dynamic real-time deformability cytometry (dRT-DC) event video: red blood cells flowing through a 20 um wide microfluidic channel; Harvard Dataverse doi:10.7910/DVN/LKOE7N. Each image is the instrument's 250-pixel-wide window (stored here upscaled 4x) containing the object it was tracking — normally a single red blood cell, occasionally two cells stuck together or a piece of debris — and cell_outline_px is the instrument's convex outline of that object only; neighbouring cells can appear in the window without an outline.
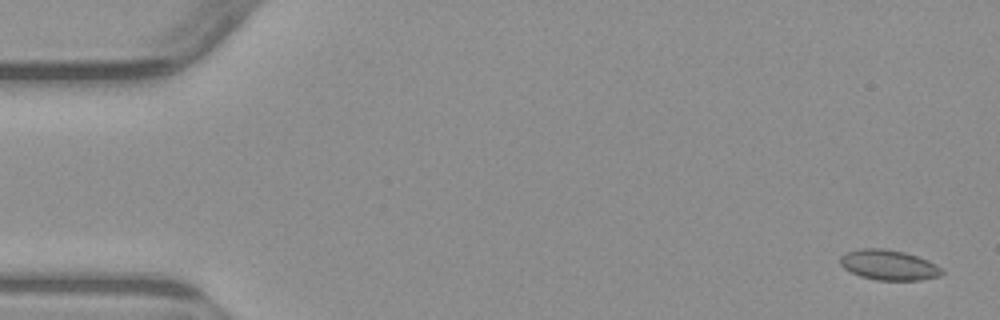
{"species": "common noctule bat (a hibernating species)", "species_latin": "Nyctalus noctula", "temperature_condition": "warm", "stored_images_in_passage": 5, "camera_frame_rate_fps": 3000, "um_per_image_px": 0.085, "animal": {"sex": "male", "body_mass_g": 23.1, "forearm_length_mm": 52.7}, "frame": {"image": 1, "passage_image": 1, "time_ms": 0.0, "image_size_px": [1000, 320], "cell_outline_px": [[944, 272], [940, 276], [920, 280], [876, 280], [860, 276], [844, 268], [840, 264], [840, 256], [848, 252], [860, 248], [884, 248], [904, 252], [928, 260], [936, 264]], "centroid_in_image_um": [75.54, 22.52], "position_along_channel_um": 9.5, "area_um2": 17.86}}